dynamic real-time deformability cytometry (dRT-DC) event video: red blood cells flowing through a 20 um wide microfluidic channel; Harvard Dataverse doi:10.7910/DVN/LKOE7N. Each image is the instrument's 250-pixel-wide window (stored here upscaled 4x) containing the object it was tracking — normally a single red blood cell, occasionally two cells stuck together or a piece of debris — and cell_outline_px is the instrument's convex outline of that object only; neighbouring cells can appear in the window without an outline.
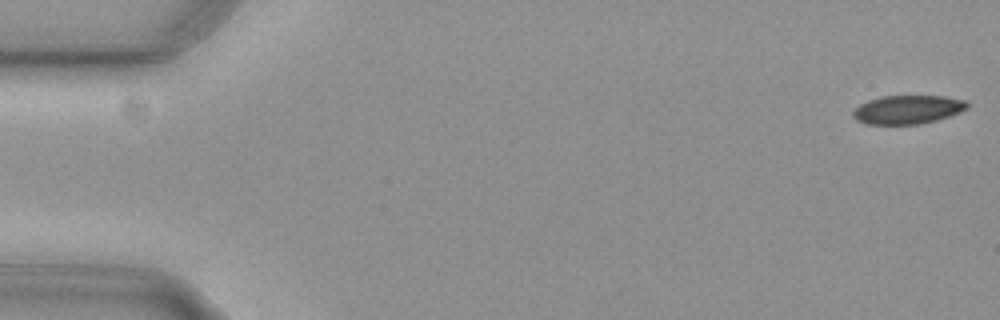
{"species": "common noctule bat (a hibernating species)", "species_latin": "Nyctalus noctula", "temperature_condition": "cold", "stored_images_in_passage": 55, "camera_frame_rate_fps": 3000, "um_per_image_px": 0.085, "animal": {"sex": "female", "body_mass_g": 29.2, "forearm_length_mm": 56.3}, "frame": {"image": 1, "passage_image": 1, "time_ms": 0.0, "image_size_px": [1000, 320], "cell_outline_px": [[968, 108], [960, 112], [936, 120], [920, 124], [864, 124], [856, 120], [852, 116], [852, 112], [860, 104], [868, 100], [880, 96], [944, 96], [964, 100], [968, 104]], "centroid_in_image_um": [77.12, 9.31], "position_along_channel_um": 7.9, "area_um2": 19.07}}
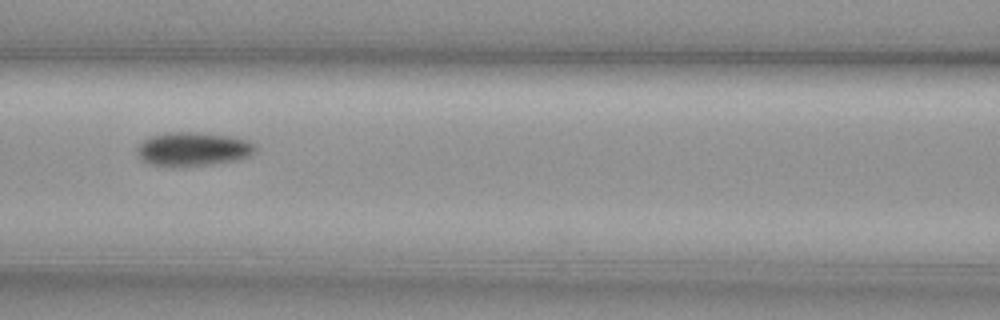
{"frame": {"image": 2, "passage_image": 24, "time_ms": 7.667, "image_size_px": [1000, 320], "cell_outline_px": [[256, 152], [248, 156], [236, 160], [212, 164], [180, 168], [152, 164], [144, 160], [140, 156], [136, 148], [148, 136], [168, 132], [200, 132], [232, 136], [248, 140], [256, 144]], "centroid_in_image_um": [16.44, 12.67], "position_along_channel_um": 150.2, "area_um2": 23.64}}
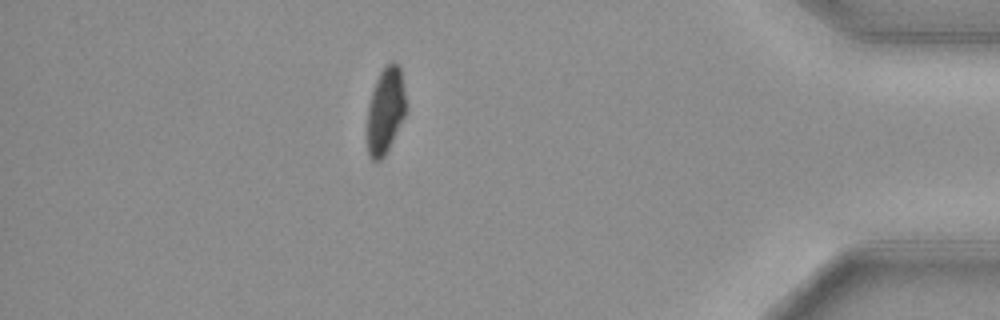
{"frame": {"image": 3, "passage_image": 48, "time_ms": 15.667, "image_size_px": [1000, 320], "cell_outline_px": [[408, 108], [384, 156], [380, 160], [372, 160], [368, 156], [368, 104], [376, 80], [380, 72], [392, 60], [400, 64]], "centroid_in_image_um": [32.79, 9.34], "position_along_channel_um": 402.4, "area_um2": 19.48}, "authors_computed_cell_mechanics": {"area_um2": 21.5016, "velocity_mm_per_s": 3.7394, "shape_relaxation_time_tau1_ms": 3.2039, "shape_relaxation_time_tau2_ms": null, "deformation_change_tau1": 0.1018, "deformation_change_tau2": null}}